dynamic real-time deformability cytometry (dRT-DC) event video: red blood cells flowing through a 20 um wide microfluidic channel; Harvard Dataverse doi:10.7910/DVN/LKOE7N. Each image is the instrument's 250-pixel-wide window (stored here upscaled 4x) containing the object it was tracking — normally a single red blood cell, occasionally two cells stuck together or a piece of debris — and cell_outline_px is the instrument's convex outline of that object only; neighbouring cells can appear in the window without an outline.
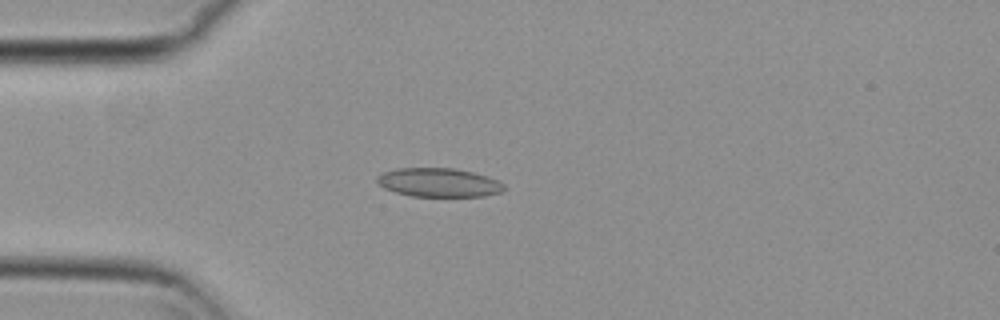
{"species": "common noctule bat (a hibernating species)", "species_latin": "Nyctalus noctula", "temperature_condition": "cold", "stored_images_in_passage": 41, "camera_frame_rate_fps": 3000, "um_per_image_px": 0.085, "animal": {"sex": "female", "body_mass_g": 29.2, "forearm_length_mm": 56.3}, "frame": {"image": 1, "passage_image": 1, "time_ms": 0.0, "image_size_px": [1000, 320], "cell_outline_px": [[504, 192], [484, 196], [412, 196], [396, 192], [384, 188], [376, 180], [376, 176], [384, 172], [396, 168], [456, 168], [488, 176], [504, 184]], "centroid_in_image_um": [37.31, 15.51], "position_along_channel_um": 47.7, "area_um2": 21.33}}
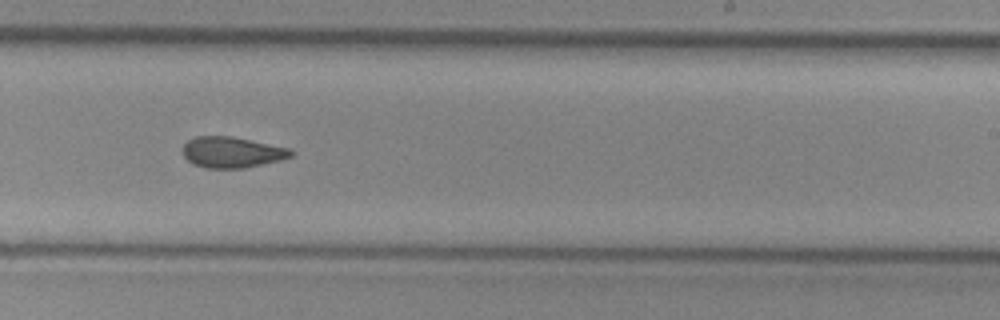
{"frame": {"image": 2, "passage_image": 20, "time_ms": 6.333, "image_size_px": [1000, 320], "cell_outline_px": [[292, 156], [280, 160], [244, 168], [208, 168], [192, 164], [184, 156], [184, 144], [188, 140], [196, 136], [232, 136], [292, 148]], "centroid_in_image_um": [19.73, 12.93], "position_along_channel_um": 269.3, "area_um2": 19.48}}
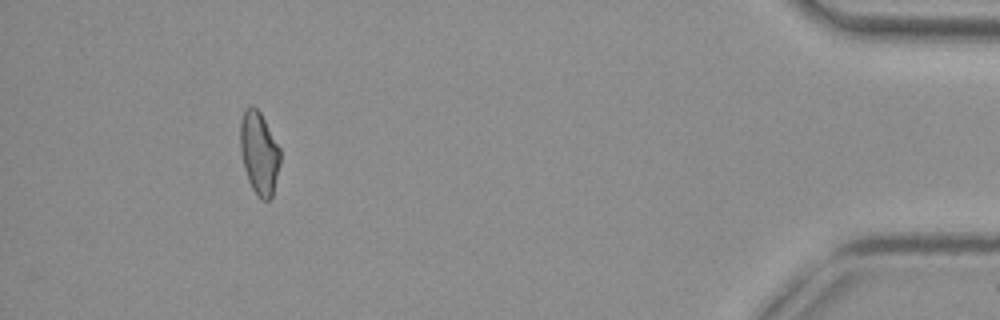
{"frame": {"image": 3, "passage_image": 37, "time_ms": 12.0, "image_size_px": [1000, 320], "cell_outline_px": [[280, 164], [272, 196], [268, 200], [260, 200], [256, 196], [248, 180], [244, 168], [240, 152], [240, 120], [244, 108], [252, 104], [260, 112], [280, 148]], "centroid_in_image_um": [22.01, 13.0], "position_along_channel_um": 413.2, "area_um2": 19.48}, "authors_computed_cell_mechanics": {"area_um2": 19.8254, "velocity_mm_per_s": 3.732, "shape_relaxation_time_tau1_ms": null, "shape_relaxation_time_tau2_ms": 3.8899, "deformation_change_tau1": null, "deformation_change_tau2": 0.0789}}